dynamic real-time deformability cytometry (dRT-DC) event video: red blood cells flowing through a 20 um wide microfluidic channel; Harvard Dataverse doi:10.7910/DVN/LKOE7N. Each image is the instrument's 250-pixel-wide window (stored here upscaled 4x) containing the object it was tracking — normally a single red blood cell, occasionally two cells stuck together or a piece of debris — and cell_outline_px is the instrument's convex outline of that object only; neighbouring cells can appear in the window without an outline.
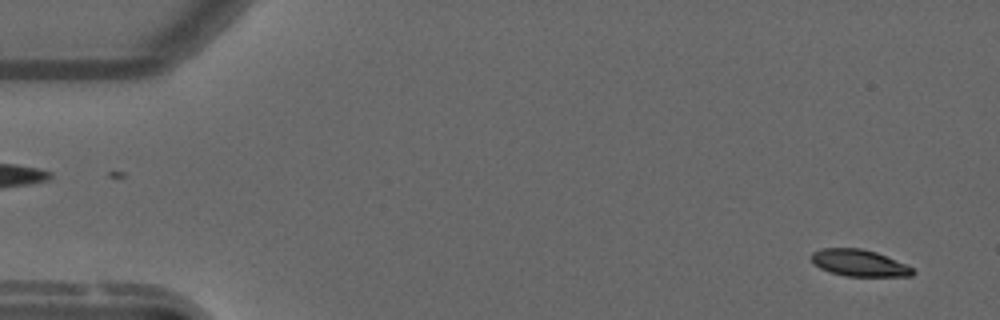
{"species": "common noctule bat (a hibernating species)", "species_latin": "Nyctalus noctula", "temperature_condition": "warm", "stored_images_in_passage": 44, "camera_frame_rate_fps": 3000, "um_per_image_px": 0.085, "animal": {"sex": "male", "forearm_length_mm": 52.5}, "frame": {"image": 1, "passage_image": 3, "time_ms": 0.667, "image_size_px": [1000, 320], "cell_outline_px": [[916, 272], [912, 276], [844, 276], [820, 268], [812, 264], [812, 252], [820, 248], [860, 248], [876, 252], [904, 264], [912, 268]], "centroid_in_image_um": [73.0, 22.35], "position_along_channel_um": 12.0, "area_um2": 15.66}}
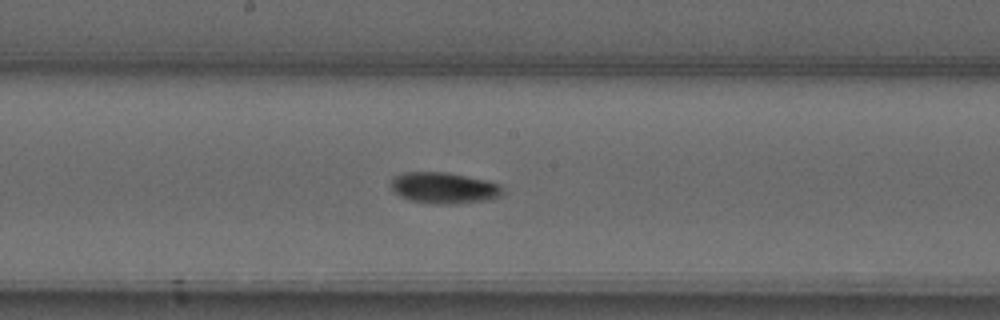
{"frame": {"image": 2, "passage_image": 29, "time_ms": 9.333, "image_size_px": [1000, 320], "cell_outline_px": [[504, 196], [488, 200], [460, 204], [432, 204], [408, 200], [400, 196], [392, 188], [392, 180], [396, 176], [408, 172], [444, 172], [488, 180], [500, 184], [504, 188]], "centroid_in_image_um": [37.83, 16.0], "position_along_channel_um": 210.4, "area_um2": 20.52}}
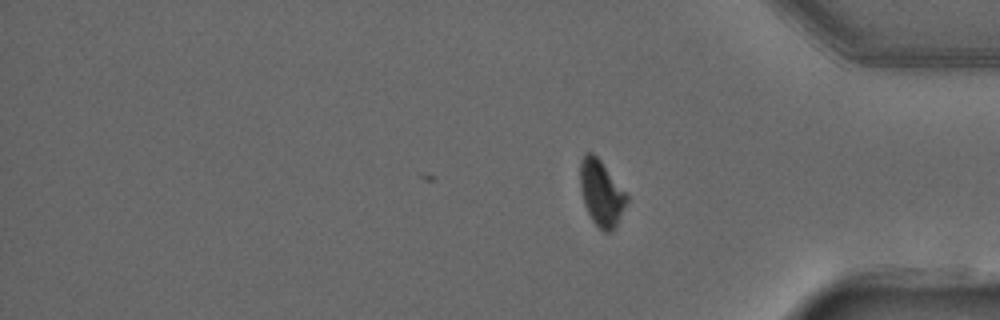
{"frame": {"image": 3, "passage_image": 44, "time_ms": 14.333, "image_size_px": [1000, 320], "cell_outline_px": [[628, 200], [612, 232], [604, 232], [592, 220], [584, 204], [580, 188], [580, 160], [584, 152], [592, 152], [600, 160], [628, 192]], "centroid_in_image_um": [51.11, 16.37], "position_along_channel_um": 384.1, "area_um2": 17.98}, "authors_computed_cell_mechanics": {"area_um2": 18.3515, "velocity_mm_per_s": 3.742, "shape_relaxation_time_tau1_ms": 3.2645, "shape_relaxation_time_tau2_ms": null, "deformation_change_tau1": 0.1366, "deformation_change_tau2": null}}